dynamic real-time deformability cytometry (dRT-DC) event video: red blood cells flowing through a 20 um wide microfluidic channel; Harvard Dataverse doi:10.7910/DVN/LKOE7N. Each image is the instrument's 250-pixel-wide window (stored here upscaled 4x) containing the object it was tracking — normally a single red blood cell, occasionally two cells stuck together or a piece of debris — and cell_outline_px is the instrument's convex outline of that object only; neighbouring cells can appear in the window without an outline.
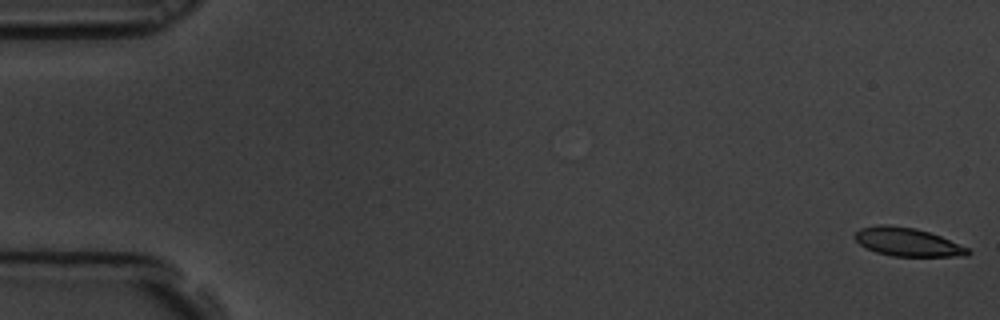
{"species": "common noctule bat (a hibernating species)", "species_latin": "Nyctalus noctula", "temperature_condition": "room temperature", "stored_images_in_passage": 59, "camera_frame_rate_fps": 3000, "um_per_image_px": 0.085, "animal": {"sex": "male", "body_mass_g": 19.5, "forearm_length_mm": 54.6}, "frame": {"image": 1, "passage_image": 1, "time_ms": 0.0, "image_size_px": [1000, 320], "cell_outline_px": [[972, 252], [968, 256], [892, 256], [876, 252], [860, 244], [852, 236], [860, 228], [880, 224], [888, 224], [916, 228], [940, 236], [968, 248]], "centroid_in_image_um": [77.12, 20.56], "position_along_channel_um": 7.9, "area_um2": 18.67}}
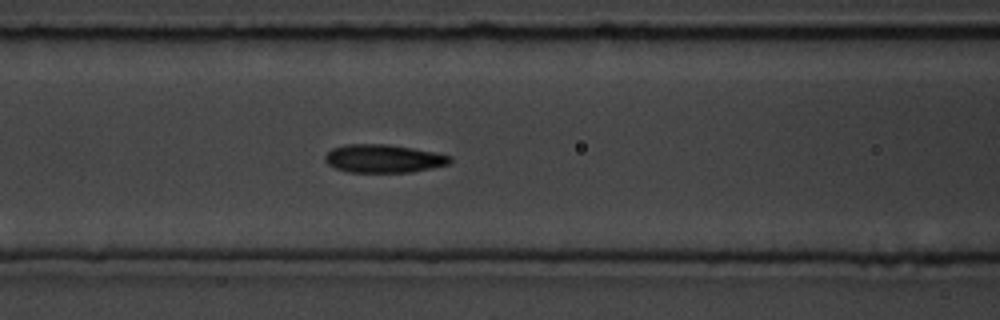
{"frame": {"image": 2, "passage_image": 25, "time_ms": 8.0, "image_size_px": [1000, 320], "cell_outline_px": [[452, 160], [448, 164], [432, 168], [408, 172], [348, 172], [336, 168], [328, 164], [324, 160], [324, 156], [332, 148], [348, 144], [388, 144], [436, 152], [452, 156]], "centroid_in_image_um": [32.6, 13.47], "position_along_channel_um": 134.0, "area_um2": 20.52}}
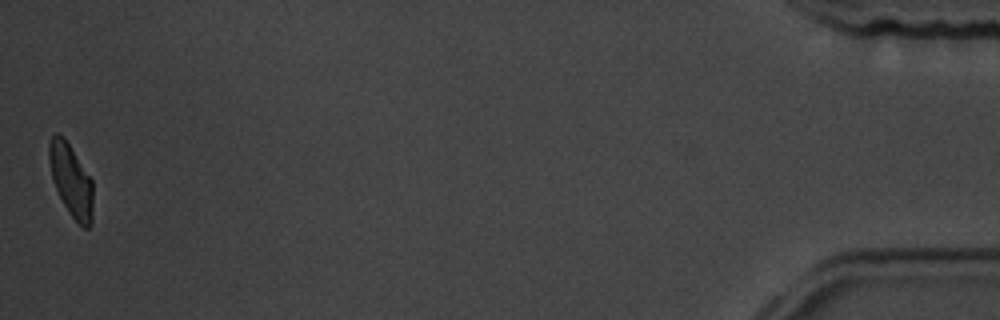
{"frame": {"image": 3, "passage_image": 59, "time_ms": 19.333, "image_size_px": [1000, 320], "cell_outline_px": [[92, 224], [88, 228], [84, 228], [72, 216], [64, 204], [52, 180], [48, 156], [48, 144], [52, 136], [56, 132], [64, 136], [92, 180]], "centroid_in_image_um": [6.03, 15.29], "position_along_channel_um": 429.2, "area_um2": 18.38}, "authors_computed_cell_mechanics": {"area_um2": 19.5942, "velocity_mm_per_s": 3.4471, "shape_relaxation_time_tau1_ms": 2.2185, "shape_relaxation_time_tau2_ms": 1.9755, "deformation_change_tau1": 0.1192, "deformation_change_tau2": 0.0821}}